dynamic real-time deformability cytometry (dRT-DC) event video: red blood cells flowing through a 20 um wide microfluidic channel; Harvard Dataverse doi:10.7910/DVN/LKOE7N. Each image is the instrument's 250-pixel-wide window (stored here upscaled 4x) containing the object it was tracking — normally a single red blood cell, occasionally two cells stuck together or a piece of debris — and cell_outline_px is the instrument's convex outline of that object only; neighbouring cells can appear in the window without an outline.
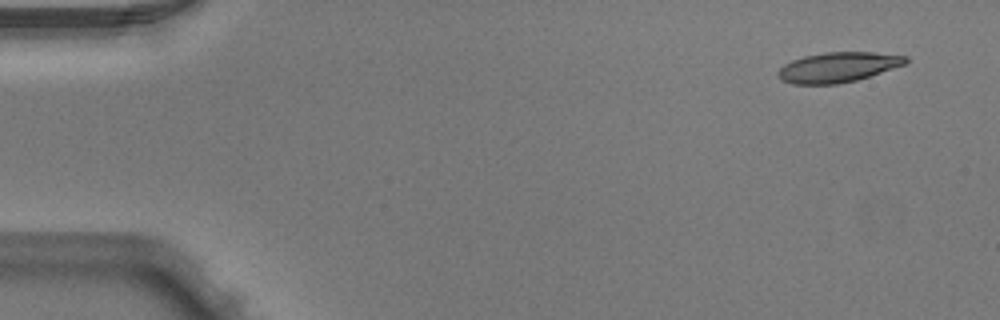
{"species": "Egyptian fruit bat (a non-hibernating species)", "species_latin": "Rousettus aegyptiacus", "temperature_condition": "warm", "stored_images_in_passage": 4, "camera_frame_rate_fps": 3000, "um_per_image_px": 0.085, "animal": {"sex": "male"}, "frame": {"image": 1, "passage_image": 1, "time_ms": 0.0, "image_size_px": [1000, 320], "cell_outline_px": [[908, 60], [904, 64], [856, 80], [836, 84], [792, 84], [780, 80], [776, 76], [776, 72], [784, 64], [792, 60], [804, 56], [824, 52], [872, 52], [908, 56]], "centroid_in_image_um": [71.15, 5.71], "position_along_channel_um": 13.8, "area_um2": 22.25}}